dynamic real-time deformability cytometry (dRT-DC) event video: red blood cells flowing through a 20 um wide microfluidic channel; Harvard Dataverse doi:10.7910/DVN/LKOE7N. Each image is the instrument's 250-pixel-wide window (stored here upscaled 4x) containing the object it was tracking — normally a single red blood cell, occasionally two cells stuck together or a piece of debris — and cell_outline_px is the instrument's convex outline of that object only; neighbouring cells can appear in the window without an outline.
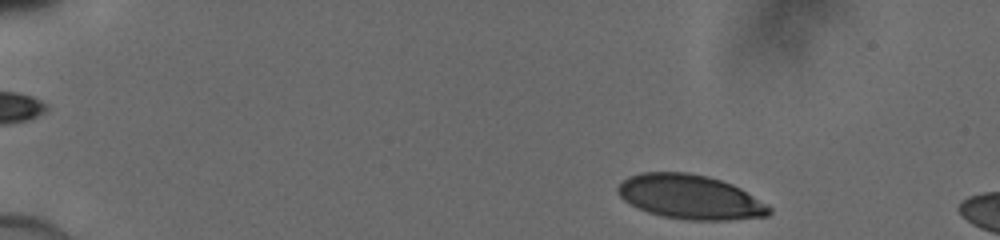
{"species": "human", "species_latin": "Homo sapiens", "temperature_condition": "cold", "stored_images_in_passage": 9, "camera_frame_rate_fps": 3000, "um_per_image_px": 0.085, "donor": {"sex": "male"}, "frame": {"image": 1, "passage_image": 2, "time_ms": 0.333, "image_size_px": [1000, 240], "cell_outline_px": [[772, 212], [768, 216], [728, 220], [688, 220], [664, 216], [648, 212], [624, 200], [616, 192], [616, 188], [628, 176], [640, 172], [688, 172], [708, 176], [732, 184], [740, 188], [772, 208]], "centroid_in_image_um": [58.66, 16.73], "position_along_channel_um": 26.3, "area_um2": 38.96}}